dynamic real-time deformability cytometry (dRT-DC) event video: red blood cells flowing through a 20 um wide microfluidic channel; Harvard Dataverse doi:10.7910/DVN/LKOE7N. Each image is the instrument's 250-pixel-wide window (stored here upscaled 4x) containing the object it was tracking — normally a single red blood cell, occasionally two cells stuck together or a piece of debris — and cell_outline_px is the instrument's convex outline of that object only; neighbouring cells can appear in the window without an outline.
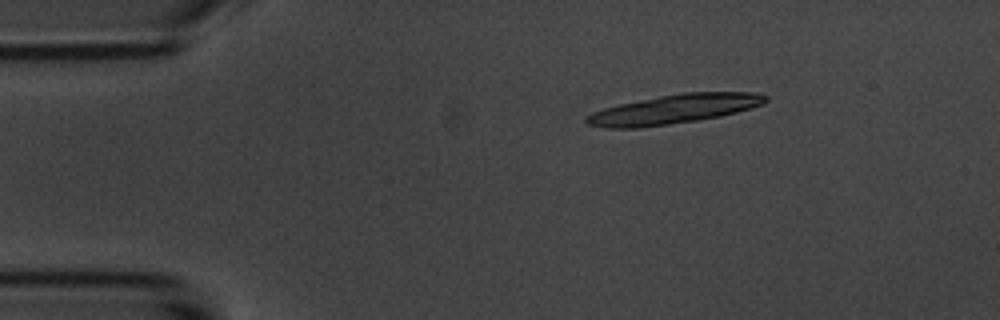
{"species": "common noctule bat (a hibernating species)", "species_latin": "Nyctalus noctula", "temperature_condition": "room temperature", "stored_images_in_passage": 5, "camera_frame_rate_fps": 3000, "um_per_image_px": 0.085, "animal": {"sex": "male", "body_mass_g": 20.1, "forearm_length_mm": 53.5}, "frame": {"image": 1, "passage_image": 2, "time_ms": 1.0, "image_size_px": [1000, 320], "cell_outline_px": [[768, 100], [764, 104], [752, 108], [720, 116], [696, 120], [640, 128], [608, 128], [588, 124], [584, 120], [584, 116], [592, 112], [604, 108], [620, 104], [660, 96], [684, 92], [752, 92], [768, 96]], "centroid_in_image_um": [57.29, 9.28], "position_along_channel_um": 27.7, "area_um2": 30.35}}